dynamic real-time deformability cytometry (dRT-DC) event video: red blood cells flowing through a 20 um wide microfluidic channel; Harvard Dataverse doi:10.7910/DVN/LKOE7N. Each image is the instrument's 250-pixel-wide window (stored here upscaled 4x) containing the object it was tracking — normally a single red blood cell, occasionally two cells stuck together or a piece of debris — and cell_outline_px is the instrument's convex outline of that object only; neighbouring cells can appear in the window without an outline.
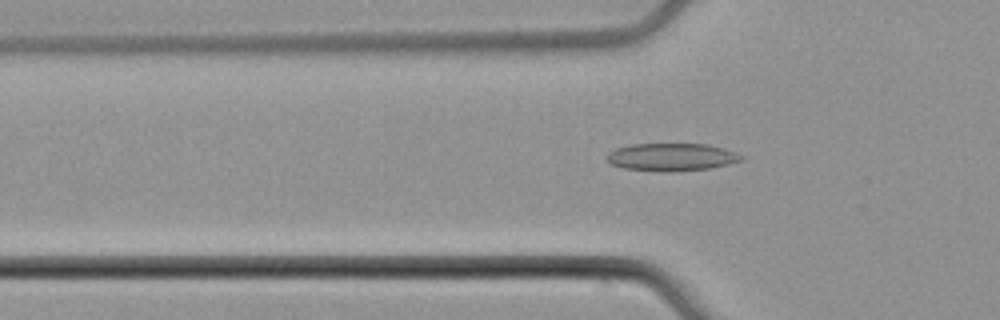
{"species": "common noctule bat (a hibernating species)", "species_latin": "Nyctalus noctula", "temperature_condition": "cold", "stored_images_in_passage": 50, "camera_frame_rate_fps": 3000, "um_per_image_px": 0.085, "animal": {"sex": "male", "body_mass_g": 21.5, "forearm_length_mm": 52.0}, "frame": {"image": 1, "passage_image": 14, "time_ms": 4.333, "image_size_px": [1000, 320], "cell_outline_px": [[744, 160], [728, 164], [708, 168], [672, 172], [664, 172], [624, 168], [612, 164], [608, 160], [608, 152], [616, 148], [632, 144], [708, 144], [724, 148], [736, 152], [744, 156]], "centroid_in_image_um": [57.12, 13.35], "position_along_channel_um": 68.7, "area_um2": 21.68}}
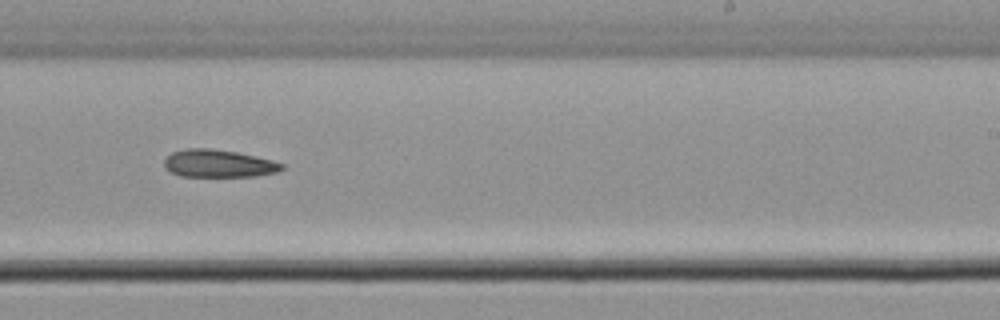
{"frame": {"image": 2, "passage_image": 30, "time_ms": 9.667, "image_size_px": [1000, 320], "cell_outline_px": [[284, 168], [276, 172], [256, 176], [180, 176], [172, 172], [164, 164], [164, 160], [172, 152], [184, 148], [208, 148], [236, 152], [256, 156], [272, 160], [284, 164]], "centroid_in_image_um": [18.59, 13.89], "position_along_channel_um": 270.4, "area_um2": 18.79}}
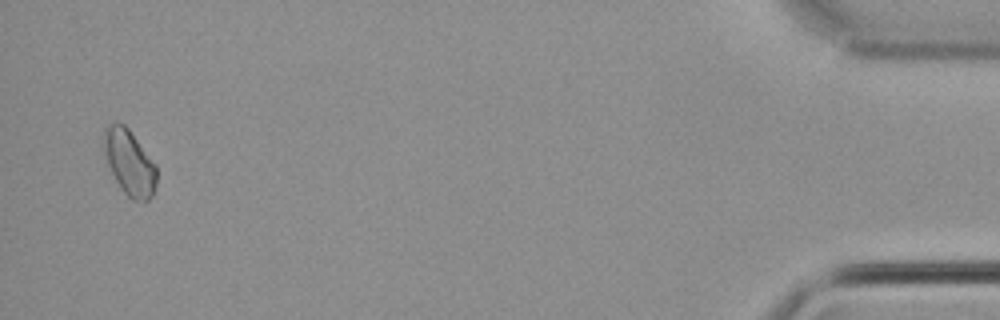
{"frame": {"image": 3, "passage_image": 49, "time_ms": 16.0, "image_size_px": [1000, 320], "cell_outline_px": [[156, 188], [152, 196], [148, 200], [132, 200], [124, 192], [116, 180], [108, 164], [104, 152], [104, 128], [108, 124], [124, 124], [128, 128], [156, 164]], "centroid_in_image_um": [11.02, 13.82], "position_along_channel_um": 424.2, "area_um2": 19.83}, "authors_computed_cell_mechanics": {"area_um2": 19.5075, "velocity_mm_per_s": 3.7978, "shape_relaxation_time_tau1_ms": 5.3158, "shape_relaxation_time_tau2_ms": 11.3925, "deformation_change_tau1": 0.0749, "deformation_change_tau2": 0.2057}}